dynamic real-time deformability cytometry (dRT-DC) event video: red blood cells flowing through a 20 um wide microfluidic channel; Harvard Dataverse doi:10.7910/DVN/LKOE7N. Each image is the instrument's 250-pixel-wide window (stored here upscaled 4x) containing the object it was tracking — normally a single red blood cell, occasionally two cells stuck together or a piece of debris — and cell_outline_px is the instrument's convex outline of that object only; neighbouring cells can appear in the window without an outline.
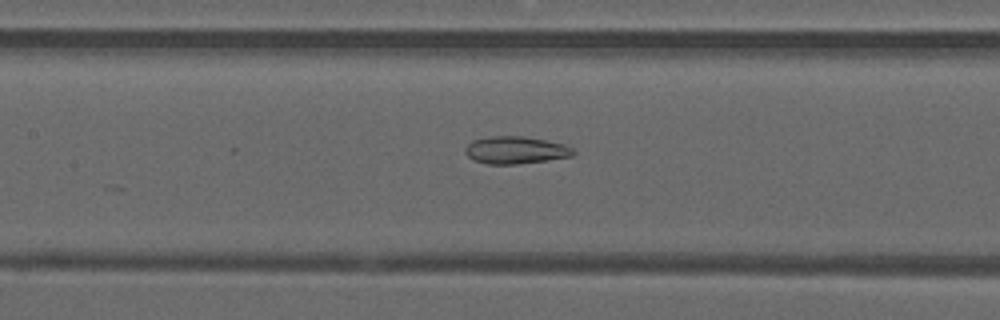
{"species": "common noctule bat (a hibernating species)", "species_latin": "Nyctalus noctula", "temperature_condition": "warm", "stored_images_in_passage": 44, "camera_frame_rate_fps": 3000, "um_per_image_px": 0.085, "animal": {"sex": "male", "forearm_length_mm": 52.5}, "frame": {"image": 1, "passage_image": 23, "time_ms": 7.333, "image_size_px": [1000, 320], "cell_outline_px": [[576, 152], [572, 156], [548, 160], [516, 164], [488, 164], [472, 160], [464, 152], [464, 148], [472, 140], [492, 136], [524, 136], [564, 144], [572, 148]], "centroid_in_image_um": [43.8, 12.76], "position_along_channel_um": 163.6, "area_um2": 17.28}}
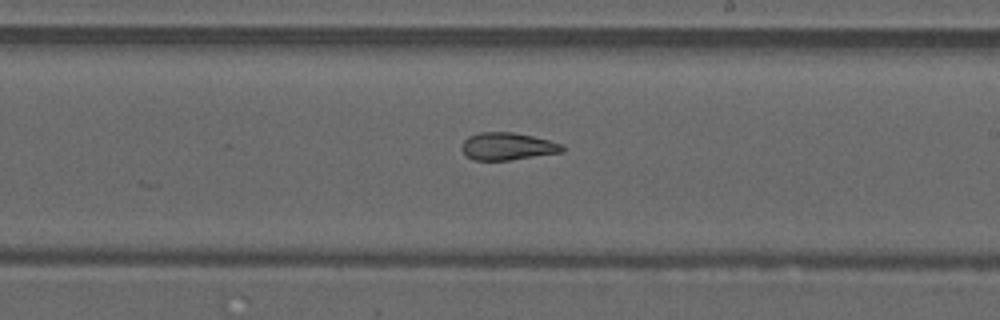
{"frame": {"image": 2, "passage_image": 29, "time_ms": 9.333, "image_size_px": [1000, 320], "cell_outline_px": [[564, 152], [508, 160], [476, 160], [468, 156], [460, 148], [464, 140], [468, 136], [480, 132], [512, 132], [532, 136], [564, 144]], "centroid_in_image_um": [43.15, 12.43], "position_along_channel_um": 245.8, "area_um2": 16.01}}
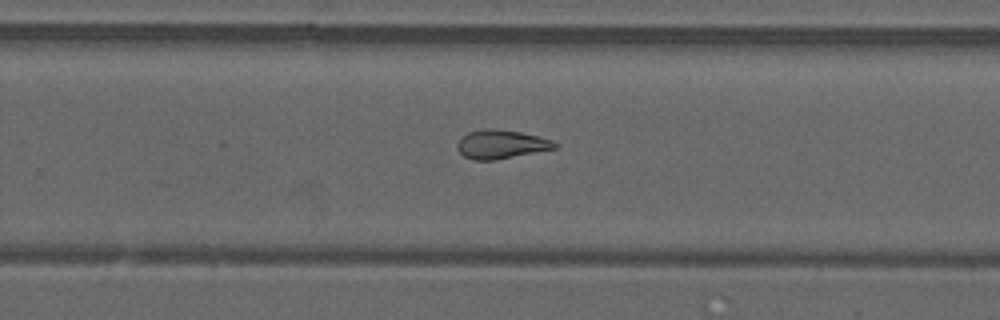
{"frame": {"image": 3, "passage_image": 32, "time_ms": 10.333, "image_size_px": [1000, 320], "cell_outline_px": [[560, 144], [556, 148], [496, 160], [472, 160], [464, 156], [456, 148], [456, 144], [460, 136], [468, 132], [484, 128], [488, 128], [520, 132], [552, 140]], "centroid_in_image_um": [42.55, 12.27], "position_along_channel_um": 287.2, "area_um2": 16.42}}